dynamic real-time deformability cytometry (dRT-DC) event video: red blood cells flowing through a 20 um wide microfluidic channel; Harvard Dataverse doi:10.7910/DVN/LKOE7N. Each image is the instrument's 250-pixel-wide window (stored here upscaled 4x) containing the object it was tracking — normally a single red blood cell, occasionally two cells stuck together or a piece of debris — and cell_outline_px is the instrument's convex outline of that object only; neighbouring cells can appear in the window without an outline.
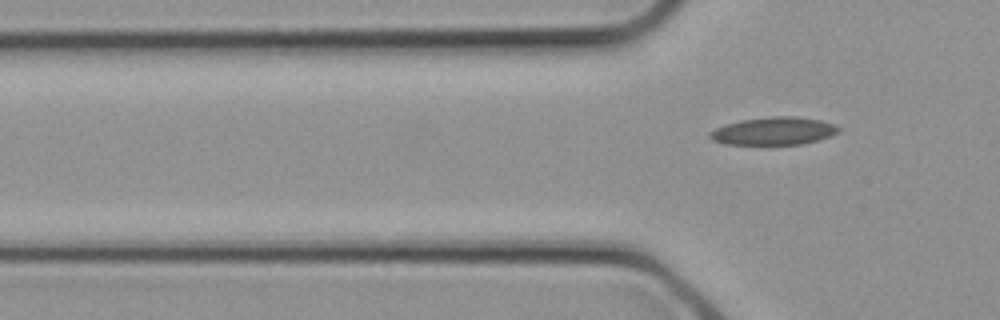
{"species": "common noctule bat (a hibernating species)", "species_latin": "Nyctalus noctula", "temperature_condition": "cold", "stored_images_in_passage": 2, "camera_frame_rate_fps": 3000, "um_per_image_px": 0.085, "animal": {"sex": "female", "body_mass_g": 21.9}, "frame": {"image": 1, "passage_image": 2, "time_ms": 0.333, "image_size_px": [1000, 320], "cell_outline_px": [[840, 132], [832, 136], [800, 144], [724, 144], [712, 140], [708, 136], [708, 132], [716, 128], [740, 120], [772, 116], [792, 116], [820, 120], [836, 124], [840, 128]], "centroid_in_image_um": [65.78, 11.13], "position_along_channel_um": 60.0, "area_um2": 20.81}}